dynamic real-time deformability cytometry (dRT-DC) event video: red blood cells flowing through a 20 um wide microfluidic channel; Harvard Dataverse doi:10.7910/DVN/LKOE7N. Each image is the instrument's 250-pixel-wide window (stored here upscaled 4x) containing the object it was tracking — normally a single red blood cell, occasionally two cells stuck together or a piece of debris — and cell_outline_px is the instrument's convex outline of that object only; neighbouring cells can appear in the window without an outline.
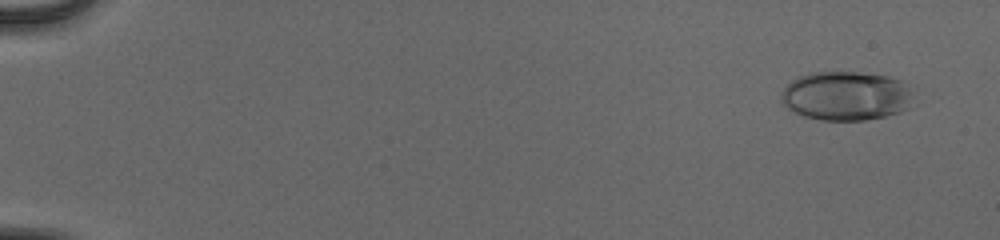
{"species": "human", "species_latin": "Homo sapiens", "temperature_condition": "cold", "stored_images_in_passage": 55, "camera_frame_rate_fps": 3000, "um_per_image_px": 0.085, "donor": {"sex": "male"}, "frame": {"image": 1, "passage_image": 4, "time_ms": 1.0, "image_size_px": [1000, 240], "cell_outline_px": [[912, 108], [900, 112], [884, 116], [864, 120], [820, 120], [804, 116], [788, 108], [784, 104], [780, 96], [780, 92], [792, 80], [808, 72], [856, 72], [888, 76], [900, 80], [908, 88]], "centroid_in_image_um": [71.89, 8.15], "position_along_channel_um": 13.1, "area_um2": 37.69}}
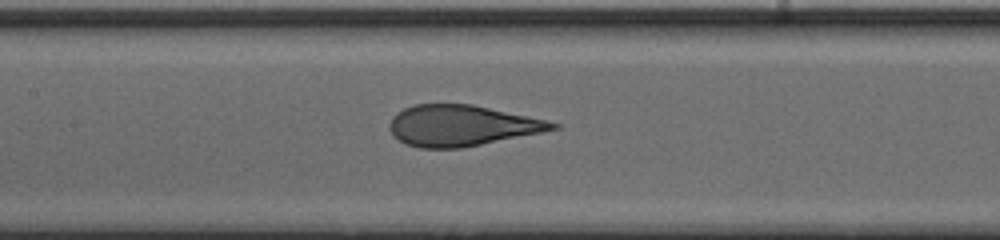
{"frame": {"image": 2, "passage_image": 29, "time_ms": 9.333, "image_size_px": [1000, 240], "cell_outline_px": [[560, 128], [544, 132], [460, 148], [420, 148], [404, 144], [392, 136], [388, 128], [388, 124], [392, 116], [396, 112], [412, 104], [472, 104], [548, 120], [560, 124]], "centroid_in_image_um": [39.2, 10.67], "position_along_channel_um": 168.2, "area_um2": 39.19}}
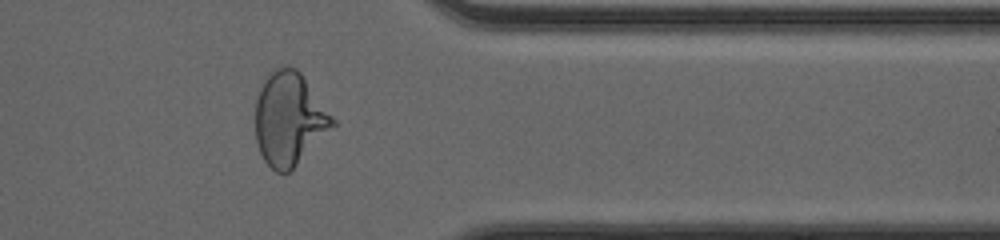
{"frame": {"image": 3, "passage_image": 46, "time_ms": 15.0, "image_size_px": [1000, 240], "cell_outline_px": [[336, 124], [288, 172], [276, 172], [264, 160], [260, 152], [256, 140], [256, 100], [260, 88], [268, 72], [276, 68], [296, 68], [300, 72], [336, 120]], "centroid_in_image_um": [24.57, 10.09], "position_along_channel_um": 386.8, "area_um2": 41.15}, "authors_computed_cell_mechanics": {"area_um2": 39.7664, "velocity_mm_per_s": 3.9755, "shape_relaxation_time_tau1_ms": 4.4116, "shape_relaxation_time_tau2_ms": null, "deformation_change_tau1": 0.2061, "deformation_change_tau2": null}}